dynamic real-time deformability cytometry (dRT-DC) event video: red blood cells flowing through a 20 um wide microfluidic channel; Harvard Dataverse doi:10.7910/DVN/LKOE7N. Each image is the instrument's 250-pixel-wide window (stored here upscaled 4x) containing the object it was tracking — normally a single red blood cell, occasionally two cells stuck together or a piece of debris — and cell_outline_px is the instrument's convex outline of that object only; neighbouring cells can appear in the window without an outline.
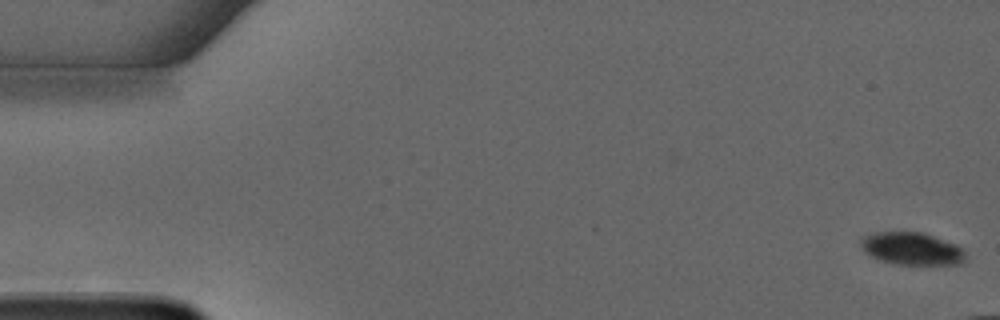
{"species": "common noctule bat (a hibernating species)", "species_latin": "Nyctalus noctula", "temperature_condition": "warm", "stored_images_in_passage": 16, "camera_frame_rate_fps": 3000, "um_per_image_px": 0.085, "animal": {"sex": "male", "forearm_length_mm": 52.5}, "frame": {"image": 1, "passage_image": 1, "time_ms": 0.0, "image_size_px": [1000, 320], "cell_outline_px": [[964, 260], [960, 264], [896, 264], [880, 260], [864, 252], [860, 244], [860, 240], [864, 236], [876, 232], [924, 232], [956, 244], [964, 252]], "centroid_in_image_um": [77.48, 21.12], "position_along_channel_um": 7.5, "area_um2": 19.71}}
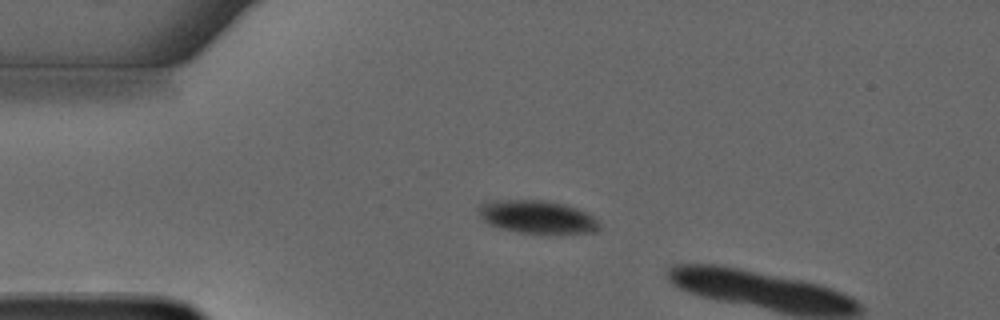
{"frame": {"image": 2, "passage_image": 13, "time_ms": 4.0, "image_size_px": [1000, 320], "cell_outline_px": [[600, 228], [596, 232], [556, 236], [520, 232], [500, 228], [488, 224], [480, 216], [480, 204], [488, 200], [544, 200], [564, 204], [576, 208], [600, 220]], "centroid_in_image_um": [45.74, 18.48], "position_along_channel_um": 39.3, "area_um2": 23.93}}